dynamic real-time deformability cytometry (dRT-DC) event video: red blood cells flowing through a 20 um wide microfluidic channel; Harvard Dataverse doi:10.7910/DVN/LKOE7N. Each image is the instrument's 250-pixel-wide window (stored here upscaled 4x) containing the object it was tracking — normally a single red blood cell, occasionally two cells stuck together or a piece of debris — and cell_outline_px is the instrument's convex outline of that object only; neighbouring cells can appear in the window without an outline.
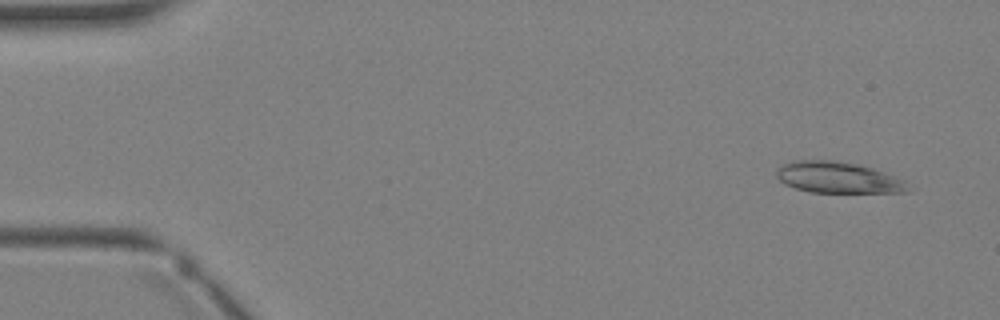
{"species": "Egyptian fruit bat (a non-hibernating species)", "species_latin": "Rousettus aegyptiacus", "temperature_condition": "warm", "stored_images_in_passage": 4, "segment_of_instrument_passage": [2, 2], "camera_frame_rate_fps": 3000, "um_per_image_px": 0.085, "animal": {"sex": "female"}, "frame": {"image": 1, "passage_image": 4, "time_ms": 4.333, "image_size_px": [1000, 320], "cell_outline_px": [[912, 192], [808, 192], [784, 184], [776, 176], [776, 172], [780, 164], [796, 160], [836, 160], [860, 164], [884, 172], [900, 180]], "centroid_in_image_um": [71.15, 15.07], "position_along_channel_um": 13.9, "area_um2": 23.76}}